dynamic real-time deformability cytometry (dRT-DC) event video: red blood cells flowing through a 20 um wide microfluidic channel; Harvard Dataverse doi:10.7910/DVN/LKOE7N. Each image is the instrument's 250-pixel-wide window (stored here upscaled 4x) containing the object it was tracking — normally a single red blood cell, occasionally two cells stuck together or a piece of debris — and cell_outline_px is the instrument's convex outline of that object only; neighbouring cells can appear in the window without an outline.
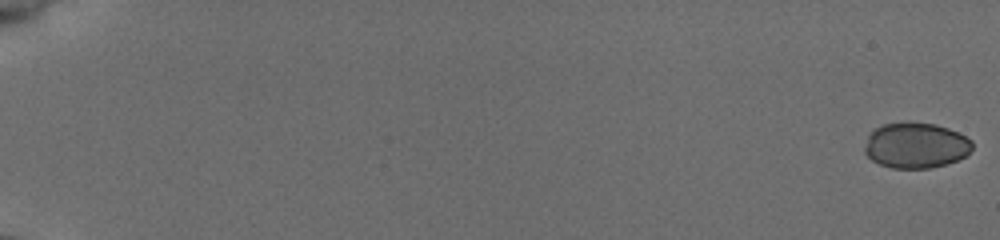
{"species": "common noctule bat (a hibernating species)", "species_latin": "Nyctalus noctula", "temperature_condition": "cold", "stored_images_in_passage": 55, "camera_frame_rate_fps": 3000, "um_per_image_px": 0.085, "animal": {"sex": "female", "body_mass_g": 19.5, "forearm_length_mm": 54.1}, "frame": {"image": 1, "passage_image": 1, "time_ms": 0.0, "image_size_px": [1000, 240], "cell_outline_px": [[972, 148], [964, 156], [956, 160], [944, 164], [928, 168], [892, 168], [880, 164], [872, 160], [864, 152], [864, 148], [868, 136], [876, 128], [884, 124], [908, 120], [936, 124], [948, 128], [972, 140]], "centroid_in_image_um": [77.82, 12.33], "position_along_channel_um": 7.2, "area_um2": 28.61}}
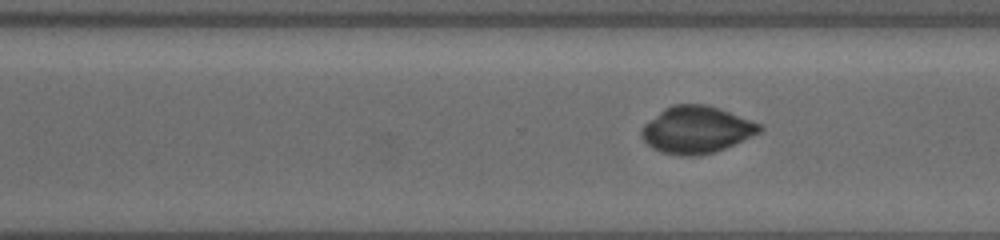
{"frame": {"image": 2, "passage_image": 40, "time_ms": 13.0, "image_size_px": [1000, 240], "cell_outline_px": [[764, 128], [760, 132], [724, 148], [700, 156], [680, 156], [660, 152], [652, 148], [640, 136], [640, 132], [644, 124], [664, 108], [672, 104], [708, 104], [720, 108], [760, 124]], "centroid_in_image_um": [59.16, 11.02], "position_along_channel_um": 311.4, "area_um2": 32.31}}
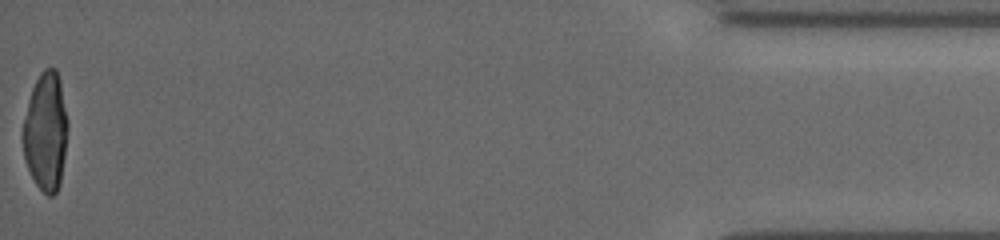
{"frame": {"image": 3, "passage_image": 55, "time_ms": 18.0, "image_size_px": [1000, 240], "cell_outline_px": [[68, 124], [64, 156], [60, 184], [56, 192], [52, 196], [48, 196], [36, 184], [24, 160], [24, 120], [28, 100], [32, 88], [40, 72], [44, 68], [56, 68], [60, 80]], "centroid_in_image_um": [3.9, 11.17], "position_along_channel_um": 431.3, "area_um2": 30.58}}